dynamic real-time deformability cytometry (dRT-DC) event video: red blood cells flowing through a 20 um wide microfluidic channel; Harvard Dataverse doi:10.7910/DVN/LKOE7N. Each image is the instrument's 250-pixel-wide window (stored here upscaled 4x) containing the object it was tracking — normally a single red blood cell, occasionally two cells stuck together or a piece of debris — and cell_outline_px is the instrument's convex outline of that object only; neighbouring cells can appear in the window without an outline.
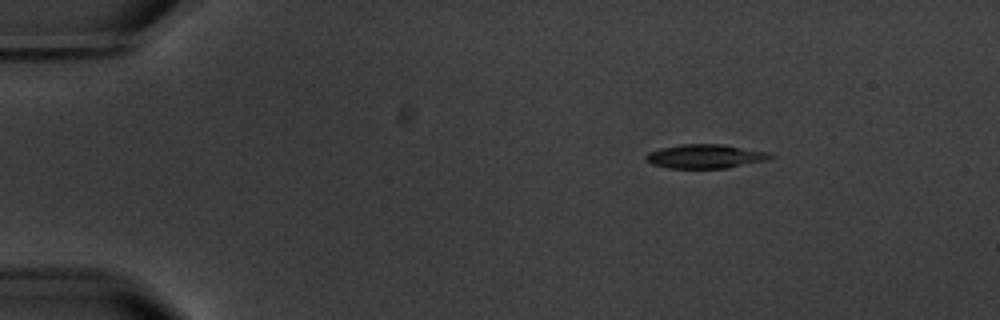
{"species": "common noctule bat (a hibernating species)", "species_latin": "Nyctalus noctula", "temperature_condition": "warm", "stored_images_in_passage": 4, "camera_frame_rate_fps": 3000, "um_per_image_px": 0.085, "animal": {"sex": "male", "body_mass_g": 20.1, "forearm_length_mm": 53.5}, "frame": {"image": 1, "passage_image": 1, "time_ms": 0.0, "image_size_px": [1000, 320], "cell_outline_px": [[772, 156], [768, 160], [728, 168], [668, 168], [652, 164], [644, 156], [648, 152], [660, 148], [684, 144], [724, 144], [768, 152]], "centroid_in_image_um": [59.95, 13.29], "position_along_channel_um": 25.1, "area_um2": 17.34}}